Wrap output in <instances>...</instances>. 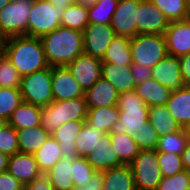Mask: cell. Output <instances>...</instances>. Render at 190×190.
I'll return each mask as SVG.
<instances>
[{"label": "cell", "mask_w": 190, "mask_h": 190, "mask_svg": "<svg viewBox=\"0 0 190 190\" xmlns=\"http://www.w3.org/2000/svg\"><path fill=\"white\" fill-rule=\"evenodd\" d=\"M0 152L8 156L19 152L17 130L8 123L0 131Z\"/></svg>", "instance_id": "44"}, {"label": "cell", "mask_w": 190, "mask_h": 190, "mask_svg": "<svg viewBox=\"0 0 190 190\" xmlns=\"http://www.w3.org/2000/svg\"><path fill=\"white\" fill-rule=\"evenodd\" d=\"M119 0H99L88 8L89 23L111 24Z\"/></svg>", "instance_id": "36"}, {"label": "cell", "mask_w": 190, "mask_h": 190, "mask_svg": "<svg viewBox=\"0 0 190 190\" xmlns=\"http://www.w3.org/2000/svg\"><path fill=\"white\" fill-rule=\"evenodd\" d=\"M189 138L181 130L159 137L156 151L181 155L186 149Z\"/></svg>", "instance_id": "37"}, {"label": "cell", "mask_w": 190, "mask_h": 190, "mask_svg": "<svg viewBox=\"0 0 190 190\" xmlns=\"http://www.w3.org/2000/svg\"><path fill=\"white\" fill-rule=\"evenodd\" d=\"M131 39L115 35L109 47L101 59L102 62H111L116 65H131Z\"/></svg>", "instance_id": "29"}, {"label": "cell", "mask_w": 190, "mask_h": 190, "mask_svg": "<svg viewBox=\"0 0 190 190\" xmlns=\"http://www.w3.org/2000/svg\"><path fill=\"white\" fill-rule=\"evenodd\" d=\"M41 107L22 102L10 117L8 124L16 130L40 126Z\"/></svg>", "instance_id": "27"}, {"label": "cell", "mask_w": 190, "mask_h": 190, "mask_svg": "<svg viewBox=\"0 0 190 190\" xmlns=\"http://www.w3.org/2000/svg\"><path fill=\"white\" fill-rule=\"evenodd\" d=\"M8 123V121L4 120V119H0V131L2 130V128Z\"/></svg>", "instance_id": "57"}, {"label": "cell", "mask_w": 190, "mask_h": 190, "mask_svg": "<svg viewBox=\"0 0 190 190\" xmlns=\"http://www.w3.org/2000/svg\"><path fill=\"white\" fill-rule=\"evenodd\" d=\"M72 178L73 183L76 186L89 182L92 174L96 171L91 164L85 159V157H77L72 160Z\"/></svg>", "instance_id": "41"}, {"label": "cell", "mask_w": 190, "mask_h": 190, "mask_svg": "<svg viewBox=\"0 0 190 190\" xmlns=\"http://www.w3.org/2000/svg\"><path fill=\"white\" fill-rule=\"evenodd\" d=\"M110 146L123 165H130L140 152L135 139L127 133L110 132Z\"/></svg>", "instance_id": "26"}, {"label": "cell", "mask_w": 190, "mask_h": 190, "mask_svg": "<svg viewBox=\"0 0 190 190\" xmlns=\"http://www.w3.org/2000/svg\"><path fill=\"white\" fill-rule=\"evenodd\" d=\"M5 38L0 34V53H3Z\"/></svg>", "instance_id": "55"}, {"label": "cell", "mask_w": 190, "mask_h": 190, "mask_svg": "<svg viewBox=\"0 0 190 190\" xmlns=\"http://www.w3.org/2000/svg\"><path fill=\"white\" fill-rule=\"evenodd\" d=\"M152 78L171 91L185 86L180 71L178 57L167 55L152 68Z\"/></svg>", "instance_id": "16"}, {"label": "cell", "mask_w": 190, "mask_h": 190, "mask_svg": "<svg viewBox=\"0 0 190 190\" xmlns=\"http://www.w3.org/2000/svg\"><path fill=\"white\" fill-rule=\"evenodd\" d=\"M148 121L154 127L158 137L181 131V125L172 117L166 105L149 107Z\"/></svg>", "instance_id": "24"}, {"label": "cell", "mask_w": 190, "mask_h": 190, "mask_svg": "<svg viewBox=\"0 0 190 190\" xmlns=\"http://www.w3.org/2000/svg\"><path fill=\"white\" fill-rule=\"evenodd\" d=\"M9 157L7 154L0 152V173L8 170Z\"/></svg>", "instance_id": "52"}, {"label": "cell", "mask_w": 190, "mask_h": 190, "mask_svg": "<svg viewBox=\"0 0 190 190\" xmlns=\"http://www.w3.org/2000/svg\"><path fill=\"white\" fill-rule=\"evenodd\" d=\"M101 77L109 81L119 94L135 90V82L131 74L130 65H116L102 62Z\"/></svg>", "instance_id": "21"}, {"label": "cell", "mask_w": 190, "mask_h": 190, "mask_svg": "<svg viewBox=\"0 0 190 190\" xmlns=\"http://www.w3.org/2000/svg\"><path fill=\"white\" fill-rule=\"evenodd\" d=\"M133 138L140 150H155L158 146L159 137L149 121L143 124V127L137 131Z\"/></svg>", "instance_id": "42"}, {"label": "cell", "mask_w": 190, "mask_h": 190, "mask_svg": "<svg viewBox=\"0 0 190 190\" xmlns=\"http://www.w3.org/2000/svg\"><path fill=\"white\" fill-rule=\"evenodd\" d=\"M23 102L20 88L0 87V119L9 121L13 111Z\"/></svg>", "instance_id": "38"}, {"label": "cell", "mask_w": 190, "mask_h": 190, "mask_svg": "<svg viewBox=\"0 0 190 190\" xmlns=\"http://www.w3.org/2000/svg\"><path fill=\"white\" fill-rule=\"evenodd\" d=\"M9 2L10 0H0V10L6 5H8Z\"/></svg>", "instance_id": "56"}, {"label": "cell", "mask_w": 190, "mask_h": 190, "mask_svg": "<svg viewBox=\"0 0 190 190\" xmlns=\"http://www.w3.org/2000/svg\"><path fill=\"white\" fill-rule=\"evenodd\" d=\"M182 163L185 170H190V139L186 149L181 154Z\"/></svg>", "instance_id": "50"}, {"label": "cell", "mask_w": 190, "mask_h": 190, "mask_svg": "<svg viewBox=\"0 0 190 190\" xmlns=\"http://www.w3.org/2000/svg\"><path fill=\"white\" fill-rule=\"evenodd\" d=\"M117 107L119 120L113 125L111 132L127 133L134 137L143 124L148 121L149 107L135 90L119 94Z\"/></svg>", "instance_id": "3"}, {"label": "cell", "mask_w": 190, "mask_h": 190, "mask_svg": "<svg viewBox=\"0 0 190 190\" xmlns=\"http://www.w3.org/2000/svg\"><path fill=\"white\" fill-rule=\"evenodd\" d=\"M104 134V131L96 129L85 121V124L74 141L78 156L85 157L93 152L99 144V139Z\"/></svg>", "instance_id": "33"}, {"label": "cell", "mask_w": 190, "mask_h": 190, "mask_svg": "<svg viewBox=\"0 0 190 190\" xmlns=\"http://www.w3.org/2000/svg\"><path fill=\"white\" fill-rule=\"evenodd\" d=\"M49 136L41 125L17 130L19 152L34 154Z\"/></svg>", "instance_id": "28"}, {"label": "cell", "mask_w": 190, "mask_h": 190, "mask_svg": "<svg viewBox=\"0 0 190 190\" xmlns=\"http://www.w3.org/2000/svg\"><path fill=\"white\" fill-rule=\"evenodd\" d=\"M103 187V171H95L89 182L74 187L73 190H102Z\"/></svg>", "instance_id": "47"}, {"label": "cell", "mask_w": 190, "mask_h": 190, "mask_svg": "<svg viewBox=\"0 0 190 190\" xmlns=\"http://www.w3.org/2000/svg\"><path fill=\"white\" fill-rule=\"evenodd\" d=\"M54 7L67 8L70 5L75 4V0H48Z\"/></svg>", "instance_id": "51"}, {"label": "cell", "mask_w": 190, "mask_h": 190, "mask_svg": "<svg viewBox=\"0 0 190 190\" xmlns=\"http://www.w3.org/2000/svg\"><path fill=\"white\" fill-rule=\"evenodd\" d=\"M65 8L54 7L48 0H34L27 23V36L41 38L61 26Z\"/></svg>", "instance_id": "5"}, {"label": "cell", "mask_w": 190, "mask_h": 190, "mask_svg": "<svg viewBox=\"0 0 190 190\" xmlns=\"http://www.w3.org/2000/svg\"><path fill=\"white\" fill-rule=\"evenodd\" d=\"M73 78L86 92L99 78H101L102 61L100 58L82 53L66 66Z\"/></svg>", "instance_id": "12"}, {"label": "cell", "mask_w": 190, "mask_h": 190, "mask_svg": "<svg viewBox=\"0 0 190 190\" xmlns=\"http://www.w3.org/2000/svg\"><path fill=\"white\" fill-rule=\"evenodd\" d=\"M22 76L4 53H0V87L20 88Z\"/></svg>", "instance_id": "39"}, {"label": "cell", "mask_w": 190, "mask_h": 190, "mask_svg": "<svg viewBox=\"0 0 190 190\" xmlns=\"http://www.w3.org/2000/svg\"><path fill=\"white\" fill-rule=\"evenodd\" d=\"M102 190H136L130 165H121L103 171Z\"/></svg>", "instance_id": "23"}, {"label": "cell", "mask_w": 190, "mask_h": 190, "mask_svg": "<svg viewBox=\"0 0 190 190\" xmlns=\"http://www.w3.org/2000/svg\"><path fill=\"white\" fill-rule=\"evenodd\" d=\"M23 102L46 107L53 102L52 67L22 77L20 86Z\"/></svg>", "instance_id": "7"}, {"label": "cell", "mask_w": 190, "mask_h": 190, "mask_svg": "<svg viewBox=\"0 0 190 190\" xmlns=\"http://www.w3.org/2000/svg\"><path fill=\"white\" fill-rule=\"evenodd\" d=\"M34 0H10L0 10V34L6 39L27 35L28 17Z\"/></svg>", "instance_id": "9"}, {"label": "cell", "mask_w": 190, "mask_h": 190, "mask_svg": "<svg viewBox=\"0 0 190 190\" xmlns=\"http://www.w3.org/2000/svg\"><path fill=\"white\" fill-rule=\"evenodd\" d=\"M132 62L153 68L168 55L164 35L137 34L131 39Z\"/></svg>", "instance_id": "6"}, {"label": "cell", "mask_w": 190, "mask_h": 190, "mask_svg": "<svg viewBox=\"0 0 190 190\" xmlns=\"http://www.w3.org/2000/svg\"><path fill=\"white\" fill-rule=\"evenodd\" d=\"M135 92L148 107L166 105L170 98L171 90L163 86L154 78L140 82L135 86Z\"/></svg>", "instance_id": "22"}, {"label": "cell", "mask_w": 190, "mask_h": 190, "mask_svg": "<svg viewBox=\"0 0 190 190\" xmlns=\"http://www.w3.org/2000/svg\"><path fill=\"white\" fill-rule=\"evenodd\" d=\"M157 159L162 177L173 176L185 170L181 155L157 151Z\"/></svg>", "instance_id": "40"}, {"label": "cell", "mask_w": 190, "mask_h": 190, "mask_svg": "<svg viewBox=\"0 0 190 190\" xmlns=\"http://www.w3.org/2000/svg\"><path fill=\"white\" fill-rule=\"evenodd\" d=\"M49 66H67L84 53L83 32L58 27L41 38Z\"/></svg>", "instance_id": "2"}, {"label": "cell", "mask_w": 190, "mask_h": 190, "mask_svg": "<svg viewBox=\"0 0 190 190\" xmlns=\"http://www.w3.org/2000/svg\"><path fill=\"white\" fill-rule=\"evenodd\" d=\"M190 188V170H183L176 175L162 177L157 190H188Z\"/></svg>", "instance_id": "43"}, {"label": "cell", "mask_w": 190, "mask_h": 190, "mask_svg": "<svg viewBox=\"0 0 190 190\" xmlns=\"http://www.w3.org/2000/svg\"><path fill=\"white\" fill-rule=\"evenodd\" d=\"M8 172L24 185L31 183L43 174L33 154L20 152L9 157Z\"/></svg>", "instance_id": "17"}, {"label": "cell", "mask_w": 190, "mask_h": 190, "mask_svg": "<svg viewBox=\"0 0 190 190\" xmlns=\"http://www.w3.org/2000/svg\"><path fill=\"white\" fill-rule=\"evenodd\" d=\"M135 24L138 34L164 35L170 22L151 0H140L136 10Z\"/></svg>", "instance_id": "10"}, {"label": "cell", "mask_w": 190, "mask_h": 190, "mask_svg": "<svg viewBox=\"0 0 190 190\" xmlns=\"http://www.w3.org/2000/svg\"><path fill=\"white\" fill-rule=\"evenodd\" d=\"M115 35L110 24L89 23L83 31L84 53L102 59Z\"/></svg>", "instance_id": "11"}, {"label": "cell", "mask_w": 190, "mask_h": 190, "mask_svg": "<svg viewBox=\"0 0 190 190\" xmlns=\"http://www.w3.org/2000/svg\"><path fill=\"white\" fill-rule=\"evenodd\" d=\"M140 0H119L112 16L111 26L118 36L134 38L136 30V10Z\"/></svg>", "instance_id": "14"}, {"label": "cell", "mask_w": 190, "mask_h": 190, "mask_svg": "<svg viewBox=\"0 0 190 190\" xmlns=\"http://www.w3.org/2000/svg\"><path fill=\"white\" fill-rule=\"evenodd\" d=\"M182 131L188 136L190 139V119L183 125Z\"/></svg>", "instance_id": "54"}, {"label": "cell", "mask_w": 190, "mask_h": 190, "mask_svg": "<svg viewBox=\"0 0 190 190\" xmlns=\"http://www.w3.org/2000/svg\"><path fill=\"white\" fill-rule=\"evenodd\" d=\"M33 155L43 174L48 172L57 161L63 158L60 144L52 137V135L48 137Z\"/></svg>", "instance_id": "30"}, {"label": "cell", "mask_w": 190, "mask_h": 190, "mask_svg": "<svg viewBox=\"0 0 190 190\" xmlns=\"http://www.w3.org/2000/svg\"><path fill=\"white\" fill-rule=\"evenodd\" d=\"M97 1L99 0H75V4L89 8Z\"/></svg>", "instance_id": "53"}, {"label": "cell", "mask_w": 190, "mask_h": 190, "mask_svg": "<svg viewBox=\"0 0 190 190\" xmlns=\"http://www.w3.org/2000/svg\"><path fill=\"white\" fill-rule=\"evenodd\" d=\"M53 101L84 97L85 92L66 66L52 67Z\"/></svg>", "instance_id": "13"}, {"label": "cell", "mask_w": 190, "mask_h": 190, "mask_svg": "<svg viewBox=\"0 0 190 190\" xmlns=\"http://www.w3.org/2000/svg\"><path fill=\"white\" fill-rule=\"evenodd\" d=\"M24 186L8 170L0 173V190H24Z\"/></svg>", "instance_id": "45"}, {"label": "cell", "mask_w": 190, "mask_h": 190, "mask_svg": "<svg viewBox=\"0 0 190 190\" xmlns=\"http://www.w3.org/2000/svg\"><path fill=\"white\" fill-rule=\"evenodd\" d=\"M24 190H55L50 183L48 177L42 174L40 177L35 178L31 183L24 186Z\"/></svg>", "instance_id": "48"}, {"label": "cell", "mask_w": 190, "mask_h": 190, "mask_svg": "<svg viewBox=\"0 0 190 190\" xmlns=\"http://www.w3.org/2000/svg\"><path fill=\"white\" fill-rule=\"evenodd\" d=\"M86 120H76L63 123L51 135L59 142L63 158L73 160L78 156L75 139Z\"/></svg>", "instance_id": "19"}, {"label": "cell", "mask_w": 190, "mask_h": 190, "mask_svg": "<svg viewBox=\"0 0 190 190\" xmlns=\"http://www.w3.org/2000/svg\"><path fill=\"white\" fill-rule=\"evenodd\" d=\"M130 68H131V74H132L135 84H138L140 82H143L152 78L151 68H148L144 65H141L139 63H134V62H132V64L130 65Z\"/></svg>", "instance_id": "46"}, {"label": "cell", "mask_w": 190, "mask_h": 190, "mask_svg": "<svg viewBox=\"0 0 190 190\" xmlns=\"http://www.w3.org/2000/svg\"><path fill=\"white\" fill-rule=\"evenodd\" d=\"M88 108L85 96L53 101L41 107V126L51 135L60 125L70 121L86 120Z\"/></svg>", "instance_id": "4"}, {"label": "cell", "mask_w": 190, "mask_h": 190, "mask_svg": "<svg viewBox=\"0 0 190 190\" xmlns=\"http://www.w3.org/2000/svg\"><path fill=\"white\" fill-rule=\"evenodd\" d=\"M166 107L172 117L183 127L190 119V86L172 91Z\"/></svg>", "instance_id": "25"}, {"label": "cell", "mask_w": 190, "mask_h": 190, "mask_svg": "<svg viewBox=\"0 0 190 190\" xmlns=\"http://www.w3.org/2000/svg\"><path fill=\"white\" fill-rule=\"evenodd\" d=\"M118 98L115 87L102 77L85 92L87 108L114 107L118 104Z\"/></svg>", "instance_id": "18"}, {"label": "cell", "mask_w": 190, "mask_h": 190, "mask_svg": "<svg viewBox=\"0 0 190 190\" xmlns=\"http://www.w3.org/2000/svg\"><path fill=\"white\" fill-rule=\"evenodd\" d=\"M181 77L185 86H190V52L178 57Z\"/></svg>", "instance_id": "49"}, {"label": "cell", "mask_w": 190, "mask_h": 190, "mask_svg": "<svg viewBox=\"0 0 190 190\" xmlns=\"http://www.w3.org/2000/svg\"><path fill=\"white\" fill-rule=\"evenodd\" d=\"M3 53L22 77L49 67L38 37L21 35L6 38Z\"/></svg>", "instance_id": "1"}, {"label": "cell", "mask_w": 190, "mask_h": 190, "mask_svg": "<svg viewBox=\"0 0 190 190\" xmlns=\"http://www.w3.org/2000/svg\"><path fill=\"white\" fill-rule=\"evenodd\" d=\"M117 120H119V109L117 106L88 108L86 122L105 133L111 132Z\"/></svg>", "instance_id": "31"}, {"label": "cell", "mask_w": 190, "mask_h": 190, "mask_svg": "<svg viewBox=\"0 0 190 190\" xmlns=\"http://www.w3.org/2000/svg\"><path fill=\"white\" fill-rule=\"evenodd\" d=\"M72 160L62 158L45 173L55 190H73Z\"/></svg>", "instance_id": "32"}, {"label": "cell", "mask_w": 190, "mask_h": 190, "mask_svg": "<svg viewBox=\"0 0 190 190\" xmlns=\"http://www.w3.org/2000/svg\"><path fill=\"white\" fill-rule=\"evenodd\" d=\"M88 24V8L73 4L64 10L61 19L62 27L83 32Z\"/></svg>", "instance_id": "35"}, {"label": "cell", "mask_w": 190, "mask_h": 190, "mask_svg": "<svg viewBox=\"0 0 190 190\" xmlns=\"http://www.w3.org/2000/svg\"><path fill=\"white\" fill-rule=\"evenodd\" d=\"M85 159L96 171H105L123 165L117 153L110 146V133H105L100 139L96 149L85 156Z\"/></svg>", "instance_id": "20"}, {"label": "cell", "mask_w": 190, "mask_h": 190, "mask_svg": "<svg viewBox=\"0 0 190 190\" xmlns=\"http://www.w3.org/2000/svg\"><path fill=\"white\" fill-rule=\"evenodd\" d=\"M168 55L180 57L190 52V18L170 22L164 33Z\"/></svg>", "instance_id": "15"}, {"label": "cell", "mask_w": 190, "mask_h": 190, "mask_svg": "<svg viewBox=\"0 0 190 190\" xmlns=\"http://www.w3.org/2000/svg\"><path fill=\"white\" fill-rule=\"evenodd\" d=\"M167 17L169 22L190 18L188 0H151Z\"/></svg>", "instance_id": "34"}, {"label": "cell", "mask_w": 190, "mask_h": 190, "mask_svg": "<svg viewBox=\"0 0 190 190\" xmlns=\"http://www.w3.org/2000/svg\"><path fill=\"white\" fill-rule=\"evenodd\" d=\"M136 190H157L162 179L157 151L140 150L130 164Z\"/></svg>", "instance_id": "8"}]
</instances>
